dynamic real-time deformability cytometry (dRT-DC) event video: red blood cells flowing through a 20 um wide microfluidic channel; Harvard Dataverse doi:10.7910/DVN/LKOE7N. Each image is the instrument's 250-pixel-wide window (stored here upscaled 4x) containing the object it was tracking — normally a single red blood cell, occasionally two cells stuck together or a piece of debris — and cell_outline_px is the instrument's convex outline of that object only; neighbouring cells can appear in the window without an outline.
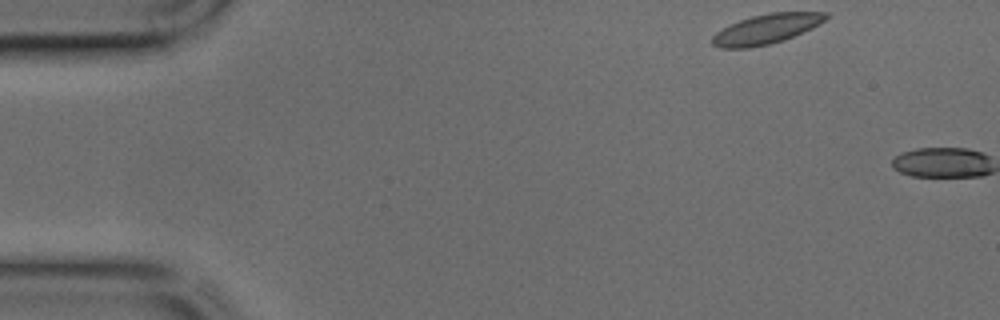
{"species": "common noctule bat (a hibernating species)", "species_latin": "Nyctalus noctula", "temperature_condition": "cold", "stored_images_in_passage": 2, "camera_frame_rate_fps": 3000, "um_per_image_px": 0.085, "animal": {"sex": "male", "body_mass_g": 17.9, "forearm_length_mm": 54.2}, "frame": {"image": 1, "passage_image": 1, "time_ms": 0.0, "image_size_px": [1000, 320], "cell_outline_px": [[832, 16], [812, 28], [784, 40], [768, 44], [748, 48], [720, 48], [712, 44], [712, 36], [716, 32], [740, 20], [752, 16], [772, 12], [828, 12]], "centroid_in_image_um": [65.18, 2.46], "position_along_channel_um": 19.8, "area_um2": 19.59}}